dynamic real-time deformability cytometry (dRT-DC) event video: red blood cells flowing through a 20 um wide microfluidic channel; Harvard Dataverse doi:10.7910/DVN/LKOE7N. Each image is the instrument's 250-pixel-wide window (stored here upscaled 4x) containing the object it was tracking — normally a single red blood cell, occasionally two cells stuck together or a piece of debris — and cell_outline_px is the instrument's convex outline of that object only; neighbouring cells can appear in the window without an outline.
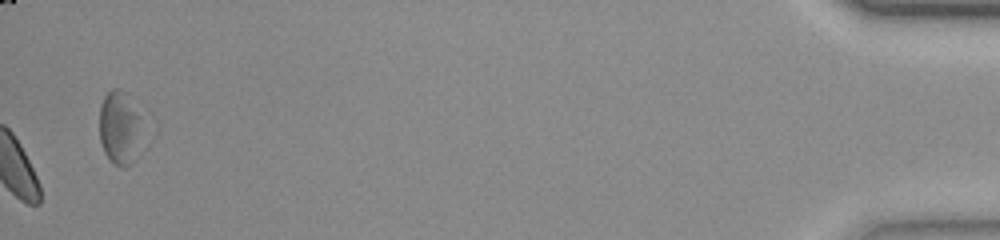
{"species": "common noctule bat (a hibernating species)", "species_latin": "Nyctalus noctula", "temperature_condition": "room temperature", "stored_images_in_passage": 40, "camera_frame_rate_fps": 3000, "um_per_image_px": 0.085, "animal": {"sex": "female", "body_mass_g": 23.0, "forearm_length_mm": 53.4}, "frame": {"image": 1, "passage_image": 40, "time_ms": 13.0, "image_size_px": [1000, 240], "cell_outline_px": [[140, 116], [128, 164], [116, 164], [104, 152], [100, 140], [100, 104], [104, 96], [112, 88], [120, 88], [128, 92]], "centroid_in_image_um": [10.05, 10.63], "position_along_channel_um": 425.2, "area_um2": 16.76}, "authors_computed_cell_mechanics": {"area_um2": 17.8313, "velocity_mm_per_s": 3.8561, "shape_relaxation_time_tau1_ms": null, "shape_relaxation_time_tau2_ms": 2.9887, "deformation_change_tau1": null, "deformation_change_tau2": 0.0728}}